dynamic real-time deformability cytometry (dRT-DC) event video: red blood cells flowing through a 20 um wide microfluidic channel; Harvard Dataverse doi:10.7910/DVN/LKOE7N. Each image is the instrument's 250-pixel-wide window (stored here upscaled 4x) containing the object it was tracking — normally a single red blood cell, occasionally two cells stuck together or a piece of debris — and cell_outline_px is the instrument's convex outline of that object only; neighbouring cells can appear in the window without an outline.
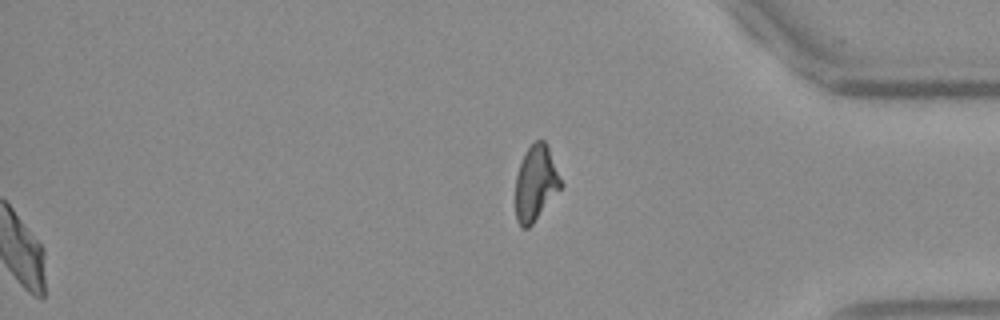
{"species": "Egyptian fruit bat (a non-hibernating species)", "species_latin": "Rousettus aegyptiacus", "temperature_condition": "warm", "stored_images_in_passage": 44, "camera_frame_rate_fps": 3000, "um_per_image_px": 0.085, "frame": {"image": 1, "passage_image": 44, "time_ms": 14.333, "image_size_px": [1000, 320], "cell_outline_px": [[564, 184], [532, 224], [528, 228], [520, 228], [516, 220], [516, 176], [524, 152], [536, 140], [544, 140], [548, 148]], "centroid_in_image_um": [45.53, 15.58], "position_along_channel_um": 389.7, "area_um2": 19.77}, "authors_computed_cell_mechanics": {"area_um2": 24.5072, "velocity_mm_per_s": 3.9216, "shape_relaxation_time_tau1_ms": 6.7309, "shape_relaxation_time_tau2_ms": 2.8221, "deformation_change_tau1": 0.2329, "deformation_change_tau2": 0.1139}}